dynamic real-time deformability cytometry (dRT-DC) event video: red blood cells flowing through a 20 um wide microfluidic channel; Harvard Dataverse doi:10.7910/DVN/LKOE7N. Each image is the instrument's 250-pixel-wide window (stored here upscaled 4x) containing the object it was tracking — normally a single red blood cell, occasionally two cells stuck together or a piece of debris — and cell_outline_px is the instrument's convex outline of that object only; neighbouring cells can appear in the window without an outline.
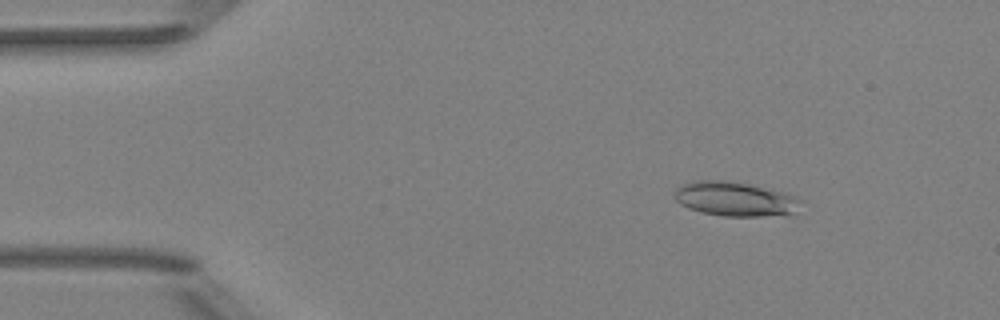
{"species": "Egyptian fruit bat (a non-hibernating species)", "species_latin": "Rousettus aegyptiacus", "temperature_condition": "room temperature", "stored_images_in_passage": 51, "camera_frame_rate_fps": 3000, "um_per_image_px": 0.085, "animal": {"sex": "female"}, "frame": {"image": 1, "passage_image": 7, "time_ms": 2.0, "image_size_px": [1000, 320], "cell_outline_px": [[804, 200], [792, 212], [760, 216], [724, 216], [700, 212], [688, 208], [680, 204], [676, 200], [676, 188], [680, 184], [696, 180], [720, 180], [748, 184], [784, 192]], "centroid_in_image_um": [62.42, 16.9], "position_along_channel_um": 22.6, "area_um2": 24.91}}
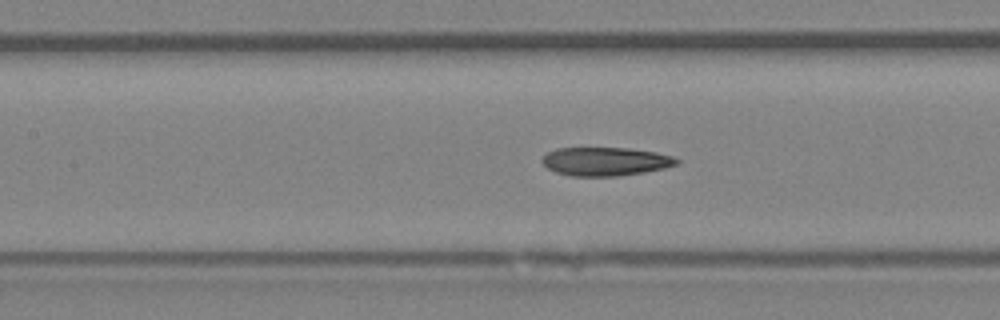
{"frame": {"image": 2, "passage_image": 23, "time_ms": 7.333, "image_size_px": [1000, 320], "cell_outline_px": [[680, 160], [676, 164], [664, 168], [644, 172], [616, 176], [572, 176], [556, 172], [548, 168], [540, 160], [548, 152], [556, 148], [628, 148], [656, 152], [672, 156]], "centroid_in_image_um": [51.45, 13.72], "position_along_channel_um": 156.0, "area_um2": 22.25}}
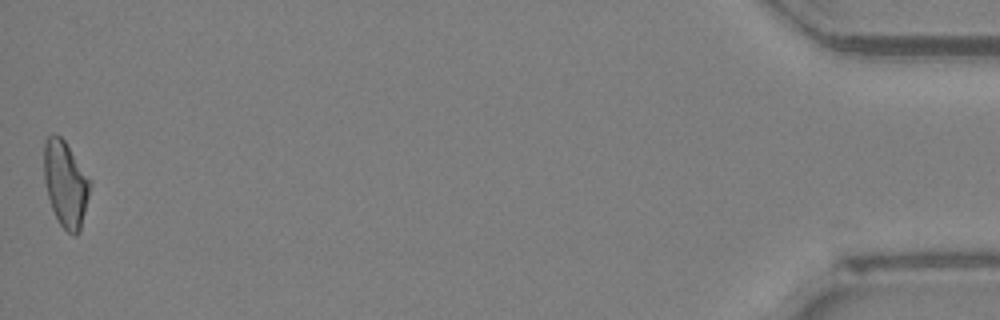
{"frame": {"image": 3, "passage_image": 51, "time_ms": 16.667, "image_size_px": [1000, 320], "cell_outline_px": [[92, 184], [80, 232], [76, 236], [72, 236], [60, 224], [52, 208], [48, 196], [44, 180], [44, 140], [48, 136], [60, 136], [64, 140], [92, 180]], "centroid_in_image_um": [5.6, 15.65], "position_along_channel_um": 429.6, "area_um2": 23.18}, "authors_computed_cell_mechanics": {"area_um2": 23.409, "velocity_mm_per_s": 4.0011, "shape_relaxation_time_tau1_ms": 7.0792, "shape_relaxation_time_tau2_ms": 4.0411, "deformation_change_tau1": 0.1697, "deformation_change_tau2": 0.1298}}